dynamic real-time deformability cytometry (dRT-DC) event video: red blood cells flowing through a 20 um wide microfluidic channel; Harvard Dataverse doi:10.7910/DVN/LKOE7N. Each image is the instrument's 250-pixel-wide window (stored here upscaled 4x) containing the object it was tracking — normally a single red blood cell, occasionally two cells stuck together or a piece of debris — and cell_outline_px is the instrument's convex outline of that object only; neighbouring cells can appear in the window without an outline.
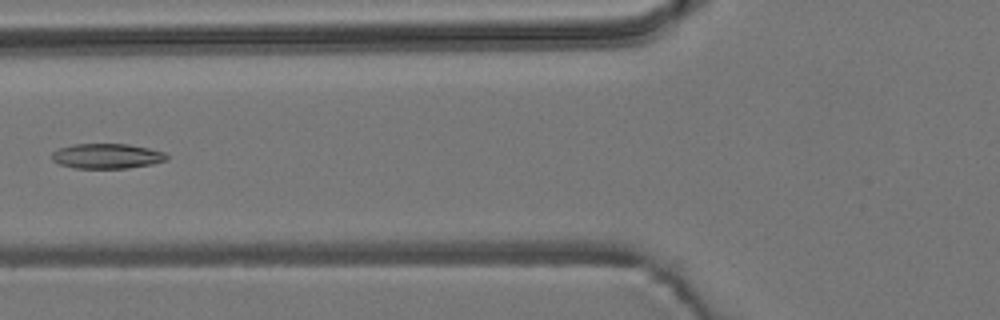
{"species": "common noctule bat (a hibernating species)", "species_latin": "Nyctalus noctula", "temperature_condition": "room temperature", "stored_images_in_passage": 6, "camera_frame_rate_fps": 3000, "um_per_image_px": 0.085, "animal": {"sex": "male", "body_mass_g": 19.2, "forearm_length_mm": 51.8}, "frame": {"image": 1, "passage_image": 5, "time_ms": 6.0, "image_size_px": [1000, 320], "cell_outline_px": [[168, 160], [152, 164], [128, 168], [76, 168], [60, 164], [52, 160], [52, 152], [60, 148], [72, 144], [128, 144], [148, 148], [164, 152], [168, 156]], "centroid_in_image_um": [9.1, 13.26], "position_along_channel_um": 116.7, "area_um2": 16.7}}
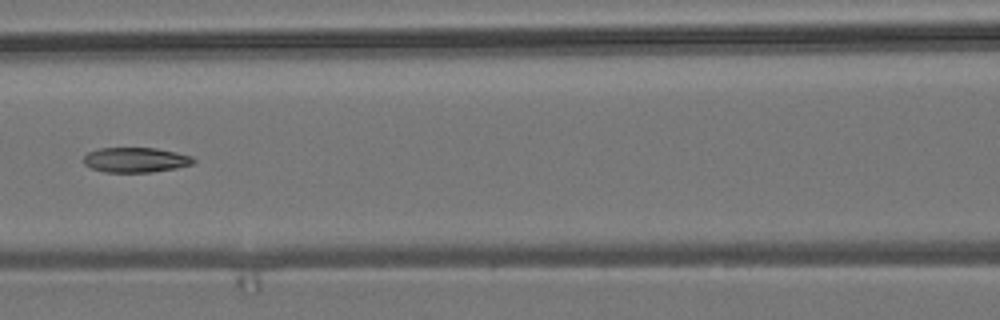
{"frame": {"image": 2, "passage_image": 6, "time_ms": 7.0, "image_size_px": [1000, 320], "cell_outline_px": [[196, 160], [192, 164], [176, 168], [152, 172], [104, 172], [92, 168], [84, 164], [84, 156], [88, 152], [100, 148], [156, 148], [176, 152], [192, 156]], "centroid_in_image_um": [11.54, 13.59], "position_along_channel_um": 155.1, "area_um2": 15.95}}